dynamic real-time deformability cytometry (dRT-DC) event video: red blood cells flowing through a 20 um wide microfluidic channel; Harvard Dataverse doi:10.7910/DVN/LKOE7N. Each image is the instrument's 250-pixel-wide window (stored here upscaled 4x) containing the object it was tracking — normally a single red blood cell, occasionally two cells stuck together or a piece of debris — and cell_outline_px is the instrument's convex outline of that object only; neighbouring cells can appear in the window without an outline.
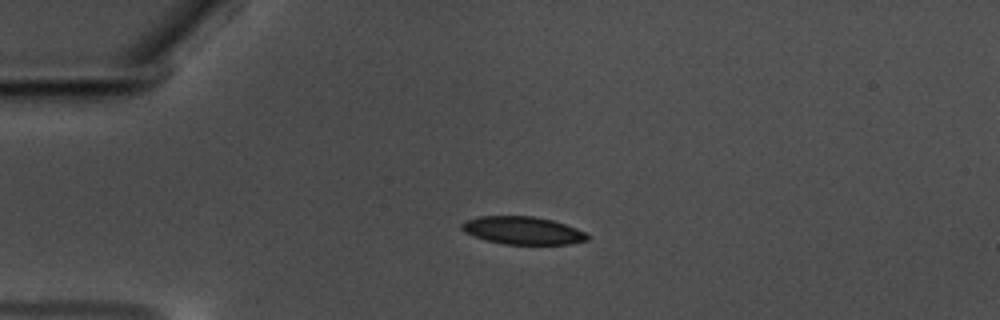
{"species": "common noctule bat (a hibernating species)", "species_latin": "Nyctalus noctula", "temperature_condition": "warm", "stored_images_in_passage": 45, "camera_frame_rate_fps": 3000, "um_per_image_px": 0.085, "animal": {"sex": "male", "body_mass_g": 17.5, "forearm_length_mm": 52.3}, "frame": {"image": 1, "passage_image": 1, "time_ms": 0.0, "image_size_px": [1000, 320], "cell_outline_px": [[588, 240], [568, 244], [504, 244], [472, 236], [464, 232], [460, 228], [460, 224], [464, 220], [480, 216], [532, 216], [552, 220], [576, 228], [584, 232], [588, 236]], "centroid_in_image_um": [44.37, 19.58], "position_along_channel_um": 40.6, "area_um2": 20.29}}
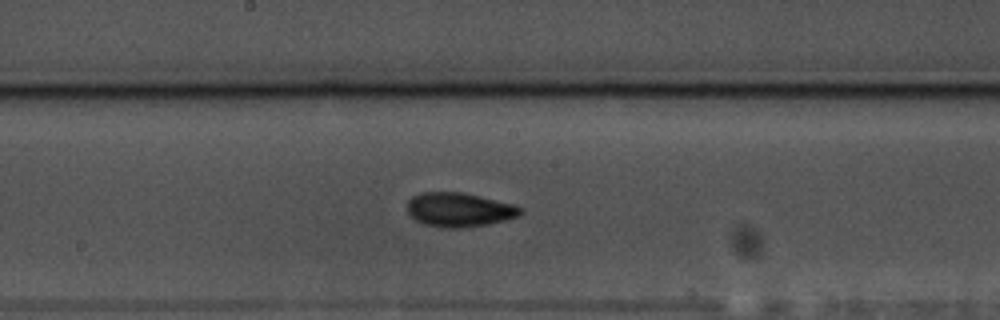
{"frame": {"image": 2, "passage_image": 18, "time_ms": 5.667, "image_size_px": [1000, 320], "cell_outline_px": [[524, 212], [520, 216], [488, 224], [456, 228], [444, 228], [424, 224], [416, 220], [408, 212], [408, 200], [412, 196], [420, 192], [460, 192], [512, 204], [520, 208]], "centroid_in_image_um": [39.01, 17.83], "position_along_channel_um": 209.2, "area_um2": 22.25}}
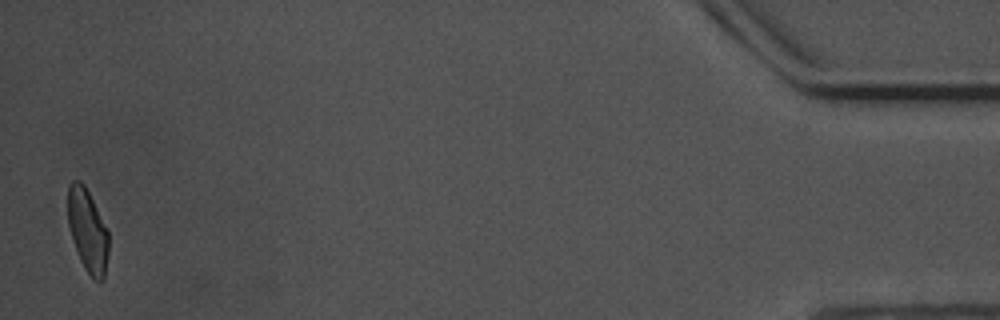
{"frame": {"image": 3, "passage_image": 44, "time_ms": 14.333, "image_size_px": [1000, 320], "cell_outline_px": [[108, 252], [104, 280], [92, 280], [84, 268], [80, 260], [68, 224], [68, 184], [72, 180], [80, 180], [84, 184], [108, 232]], "centroid_in_image_um": [7.44, 19.61], "position_along_channel_um": 427.8, "area_um2": 19.42}, "authors_computed_cell_mechanics": {"area_um2": 21.1548, "velocity_mm_per_s": 3.5417, "shape_relaxation_time_tau1_ms": 4.2917, "shape_relaxation_time_tau2_ms": 2.5321, "deformation_change_tau1": 0.1301, "deformation_change_tau2": 0.0733}}